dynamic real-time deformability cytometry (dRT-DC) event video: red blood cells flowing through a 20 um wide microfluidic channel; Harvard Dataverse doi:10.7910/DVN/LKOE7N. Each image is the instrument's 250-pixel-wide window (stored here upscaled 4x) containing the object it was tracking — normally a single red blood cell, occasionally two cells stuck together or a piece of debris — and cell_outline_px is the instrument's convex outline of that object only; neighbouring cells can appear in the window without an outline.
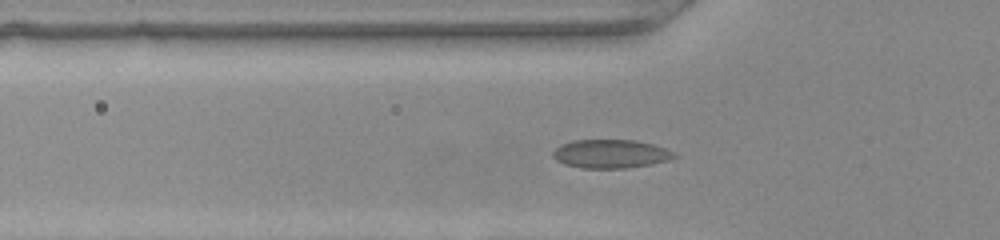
{"species": "common noctule bat (a hibernating species)", "species_latin": "Nyctalus noctula", "temperature_condition": "warm", "stored_images_in_passage": 43, "camera_frame_rate_fps": 3000, "um_per_image_px": 0.085, "animal": {"sex": "female", "body_mass_g": 22.0, "forearm_length_mm": 56.7}, "frame": {"image": 1, "passage_image": 14, "time_ms": 4.333, "image_size_px": [1000, 240], "cell_outline_px": [[676, 156], [668, 160], [652, 164], [624, 168], [580, 168], [564, 164], [556, 160], [552, 156], [552, 152], [560, 144], [572, 140], [636, 140], [652, 144], [676, 152]], "centroid_in_image_um": [51.88, 13.07], "position_along_channel_um": 73.9, "area_um2": 20.29}}
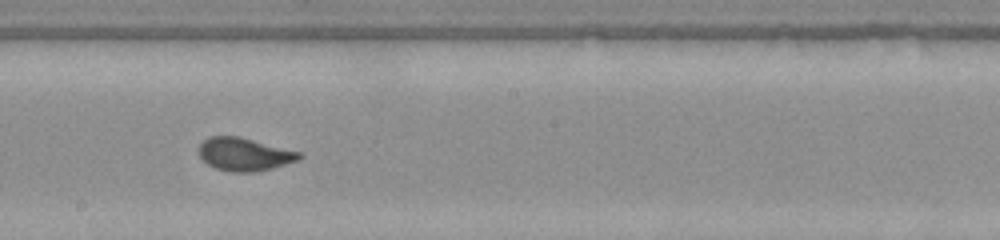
{"frame": {"image": 2, "passage_image": 25, "time_ms": 8.0, "image_size_px": [1000, 240], "cell_outline_px": [[304, 156], [296, 160], [272, 168], [256, 172], [232, 172], [216, 168], [208, 164], [200, 156], [200, 144], [208, 136], [240, 136], [300, 152]], "centroid_in_image_um": [20.77, 13.1], "position_along_channel_um": 227.4, "area_um2": 19.13}}
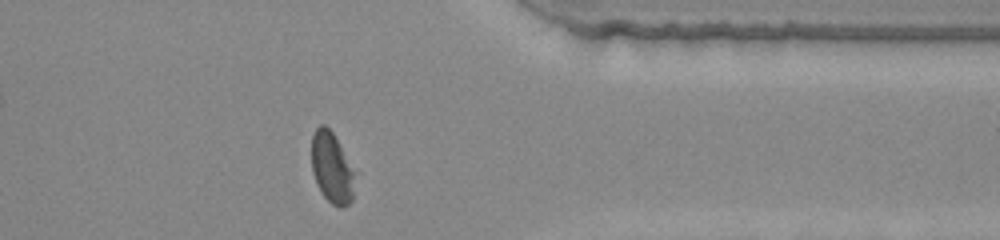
{"frame": {"image": 3, "passage_image": 37, "time_ms": 12.0, "image_size_px": [1000, 240], "cell_outline_px": [[356, 172], [352, 200], [348, 204], [340, 208], [332, 204], [320, 192], [316, 184], [312, 172], [312, 136], [316, 128], [320, 124], [324, 124], [332, 132]], "centroid_in_image_um": [28.21, 14.28], "position_along_channel_um": 383.2, "area_um2": 17.98}}